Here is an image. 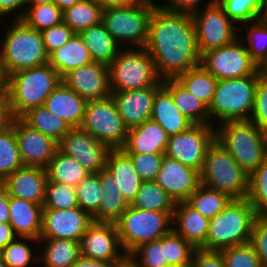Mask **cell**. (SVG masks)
Returning a JSON list of instances; mask_svg holds the SVG:
<instances>
[{
  "mask_svg": "<svg viewBox=\"0 0 267 267\" xmlns=\"http://www.w3.org/2000/svg\"><path fill=\"white\" fill-rule=\"evenodd\" d=\"M260 77L267 81V59L258 67Z\"/></svg>",
  "mask_w": 267,
  "mask_h": 267,
  "instance_id": "cell-67",
  "label": "cell"
},
{
  "mask_svg": "<svg viewBox=\"0 0 267 267\" xmlns=\"http://www.w3.org/2000/svg\"><path fill=\"white\" fill-rule=\"evenodd\" d=\"M20 119L30 128L59 142L71 128L59 117L49 112L44 106L32 108Z\"/></svg>",
  "mask_w": 267,
  "mask_h": 267,
  "instance_id": "cell-35",
  "label": "cell"
},
{
  "mask_svg": "<svg viewBox=\"0 0 267 267\" xmlns=\"http://www.w3.org/2000/svg\"><path fill=\"white\" fill-rule=\"evenodd\" d=\"M209 221L186 201L176 202L173 229L195 248L205 245Z\"/></svg>",
  "mask_w": 267,
  "mask_h": 267,
  "instance_id": "cell-26",
  "label": "cell"
},
{
  "mask_svg": "<svg viewBox=\"0 0 267 267\" xmlns=\"http://www.w3.org/2000/svg\"><path fill=\"white\" fill-rule=\"evenodd\" d=\"M106 169L115 177L119 191L130 205L143 182L131 158L122 149H111L107 156Z\"/></svg>",
  "mask_w": 267,
  "mask_h": 267,
  "instance_id": "cell-27",
  "label": "cell"
},
{
  "mask_svg": "<svg viewBox=\"0 0 267 267\" xmlns=\"http://www.w3.org/2000/svg\"><path fill=\"white\" fill-rule=\"evenodd\" d=\"M257 218L247 198L232 199L219 214L210 219L202 249L220 251L248 243Z\"/></svg>",
  "mask_w": 267,
  "mask_h": 267,
  "instance_id": "cell-5",
  "label": "cell"
},
{
  "mask_svg": "<svg viewBox=\"0 0 267 267\" xmlns=\"http://www.w3.org/2000/svg\"><path fill=\"white\" fill-rule=\"evenodd\" d=\"M54 0H27L26 6H37L46 3H53Z\"/></svg>",
  "mask_w": 267,
  "mask_h": 267,
  "instance_id": "cell-68",
  "label": "cell"
},
{
  "mask_svg": "<svg viewBox=\"0 0 267 267\" xmlns=\"http://www.w3.org/2000/svg\"><path fill=\"white\" fill-rule=\"evenodd\" d=\"M43 205L9 197V224L19 237L40 239Z\"/></svg>",
  "mask_w": 267,
  "mask_h": 267,
  "instance_id": "cell-25",
  "label": "cell"
},
{
  "mask_svg": "<svg viewBox=\"0 0 267 267\" xmlns=\"http://www.w3.org/2000/svg\"><path fill=\"white\" fill-rule=\"evenodd\" d=\"M225 14L239 27L257 20L261 0H216Z\"/></svg>",
  "mask_w": 267,
  "mask_h": 267,
  "instance_id": "cell-49",
  "label": "cell"
},
{
  "mask_svg": "<svg viewBox=\"0 0 267 267\" xmlns=\"http://www.w3.org/2000/svg\"><path fill=\"white\" fill-rule=\"evenodd\" d=\"M93 217L80 207L71 209L43 208L40 238L81 240Z\"/></svg>",
  "mask_w": 267,
  "mask_h": 267,
  "instance_id": "cell-17",
  "label": "cell"
},
{
  "mask_svg": "<svg viewBox=\"0 0 267 267\" xmlns=\"http://www.w3.org/2000/svg\"><path fill=\"white\" fill-rule=\"evenodd\" d=\"M62 81L87 102L111 95L109 68L102 63L75 68L66 73Z\"/></svg>",
  "mask_w": 267,
  "mask_h": 267,
  "instance_id": "cell-18",
  "label": "cell"
},
{
  "mask_svg": "<svg viewBox=\"0 0 267 267\" xmlns=\"http://www.w3.org/2000/svg\"><path fill=\"white\" fill-rule=\"evenodd\" d=\"M80 129L110 149H121L128 132L111 95L87 102Z\"/></svg>",
  "mask_w": 267,
  "mask_h": 267,
  "instance_id": "cell-11",
  "label": "cell"
},
{
  "mask_svg": "<svg viewBox=\"0 0 267 267\" xmlns=\"http://www.w3.org/2000/svg\"><path fill=\"white\" fill-rule=\"evenodd\" d=\"M200 180L203 186L225 193L231 199L247 198L249 174L216 139L208 148Z\"/></svg>",
  "mask_w": 267,
  "mask_h": 267,
  "instance_id": "cell-6",
  "label": "cell"
},
{
  "mask_svg": "<svg viewBox=\"0 0 267 267\" xmlns=\"http://www.w3.org/2000/svg\"><path fill=\"white\" fill-rule=\"evenodd\" d=\"M103 6L98 0H82L63 11V22L75 33L99 24Z\"/></svg>",
  "mask_w": 267,
  "mask_h": 267,
  "instance_id": "cell-37",
  "label": "cell"
},
{
  "mask_svg": "<svg viewBox=\"0 0 267 267\" xmlns=\"http://www.w3.org/2000/svg\"><path fill=\"white\" fill-rule=\"evenodd\" d=\"M202 1L203 0H168L163 4L159 3V6L172 12L193 14L200 9L198 6H200L199 3Z\"/></svg>",
  "mask_w": 267,
  "mask_h": 267,
  "instance_id": "cell-56",
  "label": "cell"
},
{
  "mask_svg": "<svg viewBox=\"0 0 267 267\" xmlns=\"http://www.w3.org/2000/svg\"><path fill=\"white\" fill-rule=\"evenodd\" d=\"M47 181L46 168L23 166L7 176L2 183L9 197H16L43 205Z\"/></svg>",
  "mask_w": 267,
  "mask_h": 267,
  "instance_id": "cell-22",
  "label": "cell"
},
{
  "mask_svg": "<svg viewBox=\"0 0 267 267\" xmlns=\"http://www.w3.org/2000/svg\"><path fill=\"white\" fill-rule=\"evenodd\" d=\"M157 5L155 0H149L136 6L104 7L101 22L122 48H144L150 18Z\"/></svg>",
  "mask_w": 267,
  "mask_h": 267,
  "instance_id": "cell-8",
  "label": "cell"
},
{
  "mask_svg": "<svg viewBox=\"0 0 267 267\" xmlns=\"http://www.w3.org/2000/svg\"><path fill=\"white\" fill-rule=\"evenodd\" d=\"M247 199L258 217H267V158L249 174Z\"/></svg>",
  "mask_w": 267,
  "mask_h": 267,
  "instance_id": "cell-43",
  "label": "cell"
},
{
  "mask_svg": "<svg viewBox=\"0 0 267 267\" xmlns=\"http://www.w3.org/2000/svg\"><path fill=\"white\" fill-rule=\"evenodd\" d=\"M144 48L162 81L176 79L198 66L201 60L191 14L172 12L159 4L153 9Z\"/></svg>",
  "mask_w": 267,
  "mask_h": 267,
  "instance_id": "cell-1",
  "label": "cell"
},
{
  "mask_svg": "<svg viewBox=\"0 0 267 267\" xmlns=\"http://www.w3.org/2000/svg\"><path fill=\"white\" fill-rule=\"evenodd\" d=\"M113 267H137V265L127 256L123 261L116 263Z\"/></svg>",
  "mask_w": 267,
  "mask_h": 267,
  "instance_id": "cell-66",
  "label": "cell"
},
{
  "mask_svg": "<svg viewBox=\"0 0 267 267\" xmlns=\"http://www.w3.org/2000/svg\"><path fill=\"white\" fill-rule=\"evenodd\" d=\"M80 255L107 262H121L128 255L123 250L116 223L93 221L80 240Z\"/></svg>",
  "mask_w": 267,
  "mask_h": 267,
  "instance_id": "cell-15",
  "label": "cell"
},
{
  "mask_svg": "<svg viewBox=\"0 0 267 267\" xmlns=\"http://www.w3.org/2000/svg\"><path fill=\"white\" fill-rule=\"evenodd\" d=\"M191 267H225L220 251L196 248L192 257Z\"/></svg>",
  "mask_w": 267,
  "mask_h": 267,
  "instance_id": "cell-55",
  "label": "cell"
},
{
  "mask_svg": "<svg viewBox=\"0 0 267 267\" xmlns=\"http://www.w3.org/2000/svg\"><path fill=\"white\" fill-rule=\"evenodd\" d=\"M0 267H8V265L3 261L1 256H0Z\"/></svg>",
  "mask_w": 267,
  "mask_h": 267,
  "instance_id": "cell-69",
  "label": "cell"
},
{
  "mask_svg": "<svg viewBox=\"0 0 267 267\" xmlns=\"http://www.w3.org/2000/svg\"><path fill=\"white\" fill-rule=\"evenodd\" d=\"M21 20L29 27L43 31L63 22V11L53 2L26 6Z\"/></svg>",
  "mask_w": 267,
  "mask_h": 267,
  "instance_id": "cell-42",
  "label": "cell"
},
{
  "mask_svg": "<svg viewBox=\"0 0 267 267\" xmlns=\"http://www.w3.org/2000/svg\"><path fill=\"white\" fill-rule=\"evenodd\" d=\"M78 207L76 188L58 183L47 181L46 196L43 208L51 209H71Z\"/></svg>",
  "mask_w": 267,
  "mask_h": 267,
  "instance_id": "cell-48",
  "label": "cell"
},
{
  "mask_svg": "<svg viewBox=\"0 0 267 267\" xmlns=\"http://www.w3.org/2000/svg\"><path fill=\"white\" fill-rule=\"evenodd\" d=\"M9 194L2 182H0V223L9 222Z\"/></svg>",
  "mask_w": 267,
  "mask_h": 267,
  "instance_id": "cell-59",
  "label": "cell"
},
{
  "mask_svg": "<svg viewBox=\"0 0 267 267\" xmlns=\"http://www.w3.org/2000/svg\"><path fill=\"white\" fill-rule=\"evenodd\" d=\"M17 237L19 236L14 232L9 222L0 223V251Z\"/></svg>",
  "mask_w": 267,
  "mask_h": 267,
  "instance_id": "cell-60",
  "label": "cell"
},
{
  "mask_svg": "<svg viewBox=\"0 0 267 267\" xmlns=\"http://www.w3.org/2000/svg\"><path fill=\"white\" fill-rule=\"evenodd\" d=\"M168 267H191V265H186V266H168Z\"/></svg>",
  "mask_w": 267,
  "mask_h": 267,
  "instance_id": "cell-70",
  "label": "cell"
},
{
  "mask_svg": "<svg viewBox=\"0 0 267 267\" xmlns=\"http://www.w3.org/2000/svg\"><path fill=\"white\" fill-rule=\"evenodd\" d=\"M108 68L111 92L162 86L154 61L145 48H123Z\"/></svg>",
  "mask_w": 267,
  "mask_h": 267,
  "instance_id": "cell-9",
  "label": "cell"
},
{
  "mask_svg": "<svg viewBox=\"0 0 267 267\" xmlns=\"http://www.w3.org/2000/svg\"><path fill=\"white\" fill-rule=\"evenodd\" d=\"M220 252L225 267H262L258 254L249 242L224 248Z\"/></svg>",
  "mask_w": 267,
  "mask_h": 267,
  "instance_id": "cell-50",
  "label": "cell"
},
{
  "mask_svg": "<svg viewBox=\"0 0 267 267\" xmlns=\"http://www.w3.org/2000/svg\"><path fill=\"white\" fill-rule=\"evenodd\" d=\"M143 181L155 180L162 165L164 154H127Z\"/></svg>",
  "mask_w": 267,
  "mask_h": 267,
  "instance_id": "cell-51",
  "label": "cell"
},
{
  "mask_svg": "<svg viewBox=\"0 0 267 267\" xmlns=\"http://www.w3.org/2000/svg\"><path fill=\"white\" fill-rule=\"evenodd\" d=\"M238 30L246 31L244 46L259 67L267 59V21L254 20L240 25Z\"/></svg>",
  "mask_w": 267,
  "mask_h": 267,
  "instance_id": "cell-40",
  "label": "cell"
},
{
  "mask_svg": "<svg viewBox=\"0 0 267 267\" xmlns=\"http://www.w3.org/2000/svg\"><path fill=\"white\" fill-rule=\"evenodd\" d=\"M249 120L267 132V81L261 77L256 87L253 110Z\"/></svg>",
  "mask_w": 267,
  "mask_h": 267,
  "instance_id": "cell-52",
  "label": "cell"
},
{
  "mask_svg": "<svg viewBox=\"0 0 267 267\" xmlns=\"http://www.w3.org/2000/svg\"><path fill=\"white\" fill-rule=\"evenodd\" d=\"M203 9L191 14L200 55L208 50L224 47L238 38L237 25L216 0H209Z\"/></svg>",
  "mask_w": 267,
  "mask_h": 267,
  "instance_id": "cell-12",
  "label": "cell"
},
{
  "mask_svg": "<svg viewBox=\"0 0 267 267\" xmlns=\"http://www.w3.org/2000/svg\"><path fill=\"white\" fill-rule=\"evenodd\" d=\"M11 125L16 133L23 165L46 168L58 149V143L30 128L20 118H13Z\"/></svg>",
  "mask_w": 267,
  "mask_h": 267,
  "instance_id": "cell-19",
  "label": "cell"
},
{
  "mask_svg": "<svg viewBox=\"0 0 267 267\" xmlns=\"http://www.w3.org/2000/svg\"><path fill=\"white\" fill-rule=\"evenodd\" d=\"M215 130L216 140L248 174L267 158V132L254 122L226 121Z\"/></svg>",
  "mask_w": 267,
  "mask_h": 267,
  "instance_id": "cell-4",
  "label": "cell"
},
{
  "mask_svg": "<svg viewBox=\"0 0 267 267\" xmlns=\"http://www.w3.org/2000/svg\"><path fill=\"white\" fill-rule=\"evenodd\" d=\"M249 243L258 254L262 267H267V217L255 220Z\"/></svg>",
  "mask_w": 267,
  "mask_h": 267,
  "instance_id": "cell-54",
  "label": "cell"
},
{
  "mask_svg": "<svg viewBox=\"0 0 267 267\" xmlns=\"http://www.w3.org/2000/svg\"><path fill=\"white\" fill-rule=\"evenodd\" d=\"M93 63L80 34L75 33L62 47L48 55L50 64L63 77L69 71Z\"/></svg>",
  "mask_w": 267,
  "mask_h": 267,
  "instance_id": "cell-29",
  "label": "cell"
},
{
  "mask_svg": "<svg viewBox=\"0 0 267 267\" xmlns=\"http://www.w3.org/2000/svg\"><path fill=\"white\" fill-rule=\"evenodd\" d=\"M119 262H107L102 260H92L80 256L71 267H113Z\"/></svg>",
  "mask_w": 267,
  "mask_h": 267,
  "instance_id": "cell-61",
  "label": "cell"
},
{
  "mask_svg": "<svg viewBox=\"0 0 267 267\" xmlns=\"http://www.w3.org/2000/svg\"><path fill=\"white\" fill-rule=\"evenodd\" d=\"M161 86H150L128 91H112L115 102L124 125L131 127L140 125L151 118L153 102L157 90Z\"/></svg>",
  "mask_w": 267,
  "mask_h": 267,
  "instance_id": "cell-21",
  "label": "cell"
},
{
  "mask_svg": "<svg viewBox=\"0 0 267 267\" xmlns=\"http://www.w3.org/2000/svg\"><path fill=\"white\" fill-rule=\"evenodd\" d=\"M82 0H54V3L62 10L73 6L74 4L80 2Z\"/></svg>",
  "mask_w": 267,
  "mask_h": 267,
  "instance_id": "cell-65",
  "label": "cell"
},
{
  "mask_svg": "<svg viewBox=\"0 0 267 267\" xmlns=\"http://www.w3.org/2000/svg\"><path fill=\"white\" fill-rule=\"evenodd\" d=\"M128 257L133 260L137 267L169 266L165 259L164 236L160 239L141 244L134 249Z\"/></svg>",
  "mask_w": 267,
  "mask_h": 267,
  "instance_id": "cell-47",
  "label": "cell"
},
{
  "mask_svg": "<svg viewBox=\"0 0 267 267\" xmlns=\"http://www.w3.org/2000/svg\"><path fill=\"white\" fill-rule=\"evenodd\" d=\"M104 7H116V6H136L141 5L149 0H98Z\"/></svg>",
  "mask_w": 267,
  "mask_h": 267,
  "instance_id": "cell-62",
  "label": "cell"
},
{
  "mask_svg": "<svg viewBox=\"0 0 267 267\" xmlns=\"http://www.w3.org/2000/svg\"><path fill=\"white\" fill-rule=\"evenodd\" d=\"M162 85L171 93L178 110L193 124L210 125L208 106L192 95L176 79H165Z\"/></svg>",
  "mask_w": 267,
  "mask_h": 267,
  "instance_id": "cell-32",
  "label": "cell"
},
{
  "mask_svg": "<svg viewBox=\"0 0 267 267\" xmlns=\"http://www.w3.org/2000/svg\"><path fill=\"white\" fill-rule=\"evenodd\" d=\"M23 166L16 133L10 125L0 131V182Z\"/></svg>",
  "mask_w": 267,
  "mask_h": 267,
  "instance_id": "cell-41",
  "label": "cell"
},
{
  "mask_svg": "<svg viewBox=\"0 0 267 267\" xmlns=\"http://www.w3.org/2000/svg\"><path fill=\"white\" fill-rule=\"evenodd\" d=\"M74 34L64 22L41 31L47 54L62 47Z\"/></svg>",
  "mask_w": 267,
  "mask_h": 267,
  "instance_id": "cell-53",
  "label": "cell"
},
{
  "mask_svg": "<svg viewBox=\"0 0 267 267\" xmlns=\"http://www.w3.org/2000/svg\"><path fill=\"white\" fill-rule=\"evenodd\" d=\"M102 182V200L99 210L92 216L93 221L116 223L129 204L116 185L115 177L105 168L99 172Z\"/></svg>",
  "mask_w": 267,
  "mask_h": 267,
  "instance_id": "cell-30",
  "label": "cell"
},
{
  "mask_svg": "<svg viewBox=\"0 0 267 267\" xmlns=\"http://www.w3.org/2000/svg\"><path fill=\"white\" fill-rule=\"evenodd\" d=\"M174 212H156L128 206L116 222L120 243L127 255L143 243L160 239L173 229Z\"/></svg>",
  "mask_w": 267,
  "mask_h": 267,
  "instance_id": "cell-10",
  "label": "cell"
},
{
  "mask_svg": "<svg viewBox=\"0 0 267 267\" xmlns=\"http://www.w3.org/2000/svg\"><path fill=\"white\" fill-rule=\"evenodd\" d=\"M12 120L9 96L0 95V131L7 129L11 125Z\"/></svg>",
  "mask_w": 267,
  "mask_h": 267,
  "instance_id": "cell-58",
  "label": "cell"
},
{
  "mask_svg": "<svg viewBox=\"0 0 267 267\" xmlns=\"http://www.w3.org/2000/svg\"><path fill=\"white\" fill-rule=\"evenodd\" d=\"M175 202L186 201L201 185L200 172L163 156L162 165L155 180Z\"/></svg>",
  "mask_w": 267,
  "mask_h": 267,
  "instance_id": "cell-20",
  "label": "cell"
},
{
  "mask_svg": "<svg viewBox=\"0 0 267 267\" xmlns=\"http://www.w3.org/2000/svg\"><path fill=\"white\" fill-rule=\"evenodd\" d=\"M215 125L193 124L168 138L164 155L201 172L210 145L216 139Z\"/></svg>",
  "mask_w": 267,
  "mask_h": 267,
  "instance_id": "cell-14",
  "label": "cell"
},
{
  "mask_svg": "<svg viewBox=\"0 0 267 267\" xmlns=\"http://www.w3.org/2000/svg\"><path fill=\"white\" fill-rule=\"evenodd\" d=\"M169 136L155 121L149 119L128 129L124 146L126 154H164Z\"/></svg>",
  "mask_w": 267,
  "mask_h": 267,
  "instance_id": "cell-23",
  "label": "cell"
},
{
  "mask_svg": "<svg viewBox=\"0 0 267 267\" xmlns=\"http://www.w3.org/2000/svg\"><path fill=\"white\" fill-rule=\"evenodd\" d=\"M151 120L157 122L167 135H177L193 125L176 107L171 93L162 85L156 92Z\"/></svg>",
  "mask_w": 267,
  "mask_h": 267,
  "instance_id": "cell-28",
  "label": "cell"
},
{
  "mask_svg": "<svg viewBox=\"0 0 267 267\" xmlns=\"http://www.w3.org/2000/svg\"><path fill=\"white\" fill-rule=\"evenodd\" d=\"M7 84H8V77L0 61V95H8Z\"/></svg>",
  "mask_w": 267,
  "mask_h": 267,
  "instance_id": "cell-63",
  "label": "cell"
},
{
  "mask_svg": "<svg viewBox=\"0 0 267 267\" xmlns=\"http://www.w3.org/2000/svg\"><path fill=\"white\" fill-rule=\"evenodd\" d=\"M95 63L109 65L123 49L102 22L79 33Z\"/></svg>",
  "mask_w": 267,
  "mask_h": 267,
  "instance_id": "cell-31",
  "label": "cell"
},
{
  "mask_svg": "<svg viewBox=\"0 0 267 267\" xmlns=\"http://www.w3.org/2000/svg\"><path fill=\"white\" fill-rule=\"evenodd\" d=\"M86 104V100L61 81L46 98L43 106L73 129L80 128Z\"/></svg>",
  "mask_w": 267,
  "mask_h": 267,
  "instance_id": "cell-24",
  "label": "cell"
},
{
  "mask_svg": "<svg viewBox=\"0 0 267 267\" xmlns=\"http://www.w3.org/2000/svg\"><path fill=\"white\" fill-rule=\"evenodd\" d=\"M243 39V36H238L224 47L204 52L200 64L218 80L260 75L257 64L244 46Z\"/></svg>",
  "mask_w": 267,
  "mask_h": 267,
  "instance_id": "cell-13",
  "label": "cell"
},
{
  "mask_svg": "<svg viewBox=\"0 0 267 267\" xmlns=\"http://www.w3.org/2000/svg\"><path fill=\"white\" fill-rule=\"evenodd\" d=\"M260 75L218 80L210 103V125L218 122L249 120Z\"/></svg>",
  "mask_w": 267,
  "mask_h": 267,
  "instance_id": "cell-7",
  "label": "cell"
},
{
  "mask_svg": "<svg viewBox=\"0 0 267 267\" xmlns=\"http://www.w3.org/2000/svg\"><path fill=\"white\" fill-rule=\"evenodd\" d=\"M27 0H0V20L15 14L13 19H21L26 10ZM18 11V12H17Z\"/></svg>",
  "mask_w": 267,
  "mask_h": 267,
  "instance_id": "cell-57",
  "label": "cell"
},
{
  "mask_svg": "<svg viewBox=\"0 0 267 267\" xmlns=\"http://www.w3.org/2000/svg\"><path fill=\"white\" fill-rule=\"evenodd\" d=\"M48 180L77 187L90 173L74 158L58 149L46 167Z\"/></svg>",
  "mask_w": 267,
  "mask_h": 267,
  "instance_id": "cell-34",
  "label": "cell"
},
{
  "mask_svg": "<svg viewBox=\"0 0 267 267\" xmlns=\"http://www.w3.org/2000/svg\"><path fill=\"white\" fill-rule=\"evenodd\" d=\"M58 150L74 158L91 174L106 168L111 149L80 128H73L58 142Z\"/></svg>",
  "mask_w": 267,
  "mask_h": 267,
  "instance_id": "cell-16",
  "label": "cell"
},
{
  "mask_svg": "<svg viewBox=\"0 0 267 267\" xmlns=\"http://www.w3.org/2000/svg\"><path fill=\"white\" fill-rule=\"evenodd\" d=\"M102 182L99 173L89 174L77 187L78 207L93 216L102 200Z\"/></svg>",
  "mask_w": 267,
  "mask_h": 267,
  "instance_id": "cell-45",
  "label": "cell"
},
{
  "mask_svg": "<svg viewBox=\"0 0 267 267\" xmlns=\"http://www.w3.org/2000/svg\"><path fill=\"white\" fill-rule=\"evenodd\" d=\"M1 40L0 61L7 77L17 71L48 63V54L40 31L21 19H12Z\"/></svg>",
  "mask_w": 267,
  "mask_h": 267,
  "instance_id": "cell-2",
  "label": "cell"
},
{
  "mask_svg": "<svg viewBox=\"0 0 267 267\" xmlns=\"http://www.w3.org/2000/svg\"><path fill=\"white\" fill-rule=\"evenodd\" d=\"M195 247L174 229L164 235V253L169 266H186L192 262Z\"/></svg>",
  "mask_w": 267,
  "mask_h": 267,
  "instance_id": "cell-44",
  "label": "cell"
},
{
  "mask_svg": "<svg viewBox=\"0 0 267 267\" xmlns=\"http://www.w3.org/2000/svg\"><path fill=\"white\" fill-rule=\"evenodd\" d=\"M130 205L146 211L174 212L176 202L153 180L142 182L135 199Z\"/></svg>",
  "mask_w": 267,
  "mask_h": 267,
  "instance_id": "cell-36",
  "label": "cell"
},
{
  "mask_svg": "<svg viewBox=\"0 0 267 267\" xmlns=\"http://www.w3.org/2000/svg\"><path fill=\"white\" fill-rule=\"evenodd\" d=\"M176 80L192 95L210 106L218 79L201 64L179 75Z\"/></svg>",
  "mask_w": 267,
  "mask_h": 267,
  "instance_id": "cell-38",
  "label": "cell"
},
{
  "mask_svg": "<svg viewBox=\"0 0 267 267\" xmlns=\"http://www.w3.org/2000/svg\"><path fill=\"white\" fill-rule=\"evenodd\" d=\"M26 241V242H25ZM39 240L31 237H17L0 251V256L8 267H29L34 260L32 245Z\"/></svg>",
  "mask_w": 267,
  "mask_h": 267,
  "instance_id": "cell-46",
  "label": "cell"
},
{
  "mask_svg": "<svg viewBox=\"0 0 267 267\" xmlns=\"http://www.w3.org/2000/svg\"><path fill=\"white\" fill-rule=\"evenodd\" d=\"M40 253L44 267H71L80 255V242L70 239L40 238Z\"/></svg>",
  "mask_w": 267,
  "mask_h": 267,
  "instance_id": "cell-33",
  "label": "cell"
},
{
  "mask_svg": "<svg viewBox=\"0 0 267 267\" xmlns=\"http://www.w3.org/2000/svg\"><path fill=\"white\" fill-rule=\"evenodd\" d=\"M61 81L60 74L48 63L9 75L7 93L13 118H20L28 110L43 106Z\"/></svg>",
  "mask_w": 267,
  "mask_h": 267,
  "instance_id": "cell-3",
  "label": "cell"
},
{
  "mask_svg": "<svg viewBox=\"0 0 267 267\" xmlns=\"http://www.w3.org/2000/svg\"><path fill=\"white\" fill-rule=\"evenodd\" d=\"M231 200L227 194L201 184L186 202L210 220L219 214Z\"/></svg>",
  "mask_w": 267,
  "mask_h": 267,
  "instance_id": "cell-39",
  "label": "cell"
},
{
  "mask_svg": "<svg viewBox=\"0 0 267 267\" xmlns=\"http://www.w3.org/2000/svg\"><path fill=\"white\" fill-rule=\"evenodd\" d=\"M257 20L267 21V0H261V5L257 13Z\"/></svg>",
  "mask_w": 267,
  "mask_h": 267,
  "instance_id": "cell-64",
  "label": "cell"
}]
</instances>
